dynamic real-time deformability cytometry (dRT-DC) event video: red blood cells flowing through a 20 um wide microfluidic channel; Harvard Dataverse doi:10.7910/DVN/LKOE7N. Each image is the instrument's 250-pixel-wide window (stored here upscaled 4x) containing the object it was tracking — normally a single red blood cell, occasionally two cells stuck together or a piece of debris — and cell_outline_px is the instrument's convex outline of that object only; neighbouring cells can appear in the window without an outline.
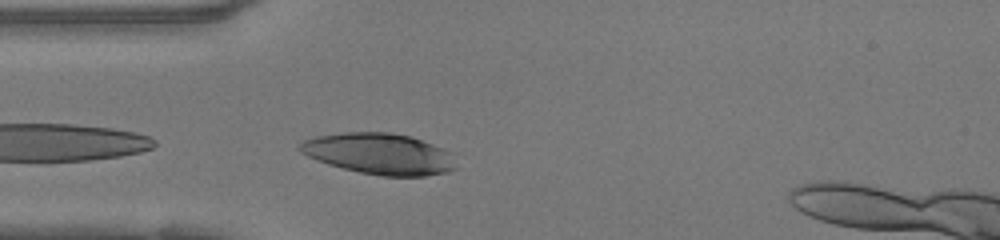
{"species": "human", "species_latin": "Homo sapiens", "temperature_condition": "warm", "stored_images_in_passage": 27, "camera_frame_rate_fps": 3000, "um_per_image_px": 0.085, "donor": {"sex": "female"}, "frame": {"image": 1, "passage_image": 1, "time_ms": 0.0, "image_size_px": [1000, 240], "cell_outline_px": [[456, 168], [444, 172], [424, 176], [380, 176], [360, 172], [328, 164], [316, 160], [300, 152], [296, 148], [304, 140], [316, 136], [344, 132], [388, 132], [408, 136], [432, 144], [448, 152]], "centroid_in_image_um": [32.16, 13.07], "position_along_channel_um": 52.8, "area_um2": 36.88}}
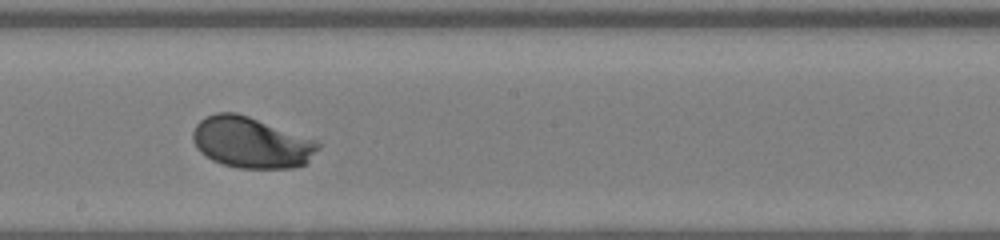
{"frame": {"image": 2, "passage_image": 14, "time_ms": 4.333, "image_size_px": [1000, 240], "cell_outline_px": [[320, 148], [308, 164], [292, 168], [240, 168], [224, 164], [212, 160], [204, 156], [196, 148], [192, 140], [192, 132], [196, 124], [200, 120], [216, 112], [236, 112], [248, 116], [316, 140], [320, 144]], "centroid_in_image_um": [21.36, 12.12], "position_along_channel_um": 226.8, "area_um2": 37.45}}
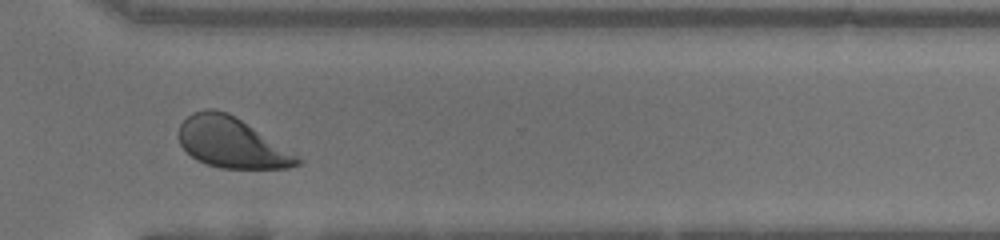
{"frame": {"image": 3, "passage_image": 23, "time_ms": 7.333, "image_size_px": [1000, 240], "cell_outline_px": [[304, 160], [300, 164], [288, 168], [220, 168], [208, 164], [192, 156], [180, 144], [180, 124], [192, 112], [208, 108], [212, 108], [228, 112]], "centroid_in_image_um": [19.68, 12.12], "position_along_channel_um": 350.9, "area_um2": 34.04}, "authors_computed_cell_mechanics": {"area_um2": 36.5874, "velocity_mm_per_s": 4.1376, "shape_relaxation_time_tau1_ms": 1.8486, "shape_relaxation_time_tau2_ms": null, "deformation_change_tau1": 0.1468, "deformation_change_tau2": null}}